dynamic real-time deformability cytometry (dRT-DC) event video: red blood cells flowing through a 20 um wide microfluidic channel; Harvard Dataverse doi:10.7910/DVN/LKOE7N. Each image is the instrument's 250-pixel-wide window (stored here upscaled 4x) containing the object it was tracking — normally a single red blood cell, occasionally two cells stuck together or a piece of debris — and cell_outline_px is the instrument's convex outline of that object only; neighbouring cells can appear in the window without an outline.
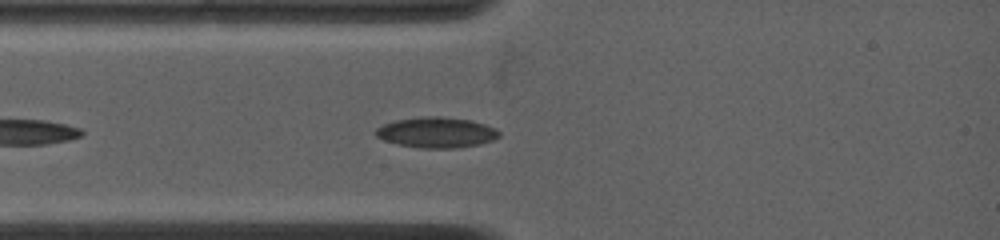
{"species": "common noctule bat (a hibernating species)", "species_latin": "Nyctalus noctula", "temperature_condition": "warm", "stored_images_in_passage": 24, "camera_frame_rate_fps": 4500, "um_per_image_px": 0.085, "animal": {"sex": "female", "body_mass_g": 19.0, "forearm_length_mm": 53.3}, "frame": {"image": 1, "passage_image": 4, "time_ms": 1.556, "image_size_px": [1000, 240], "cell_outline_px": [[500, 136], [492, 140], [480, 144], [456, 148], [420, 148], [396, 144], [384, 140], [376, 136], [372, 132], [376, 128], [384, 124], [396, 120], [424, 116], [440, 116], [468, 120], [484, 124], [496, 128], [500, 132]], "centroid_in_image_um": [37.07, 11.26], "position_along_channel_um": 47.9, "area_um2": 22.02}}
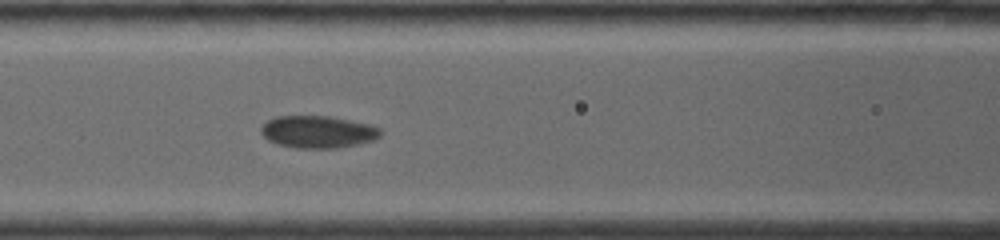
{"frame": {"image": 2, "passage_image": 9, "time_ms": 4.0, "image_size_px": [1000, 240], "cell_outline_px": [[380, 136], [372, 140], [356, 144], [336, 148], [296, 148], [276, 144], [268, 140], [260, 132], [260, 128], [268, 120], [276, 116], [328, 116], [372, 124], [380, 128]], "centroid_in_image_um": [27.0, 11.2], "position_along_channel_um": 139.6, "area_um2": 22.43}}
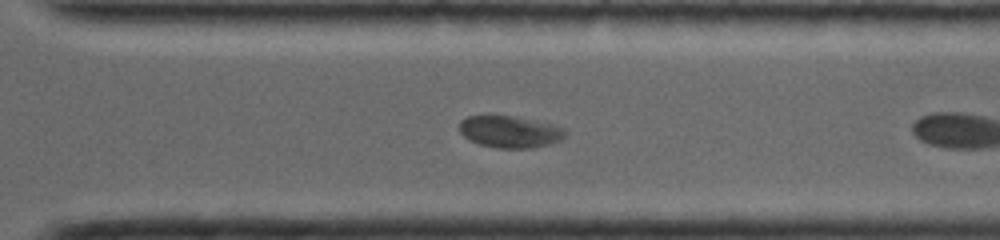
{"frame": {"image": 3, "passage_image": 23, "time_ms": 8.0, "image_size_px": [1000, 240], "cell_outline_px": [[568, 132], [560, 140], [548, 144], [532, 148], [496, 148], [480, 144], [468, 140], [460, 132], [460, 120], [468, 116], [512, 116], [568, 128]], "centroid_in_image_um": [43.34, 11.21], "position_along_channel_um": 327.3, "area_um2": 19.54}}